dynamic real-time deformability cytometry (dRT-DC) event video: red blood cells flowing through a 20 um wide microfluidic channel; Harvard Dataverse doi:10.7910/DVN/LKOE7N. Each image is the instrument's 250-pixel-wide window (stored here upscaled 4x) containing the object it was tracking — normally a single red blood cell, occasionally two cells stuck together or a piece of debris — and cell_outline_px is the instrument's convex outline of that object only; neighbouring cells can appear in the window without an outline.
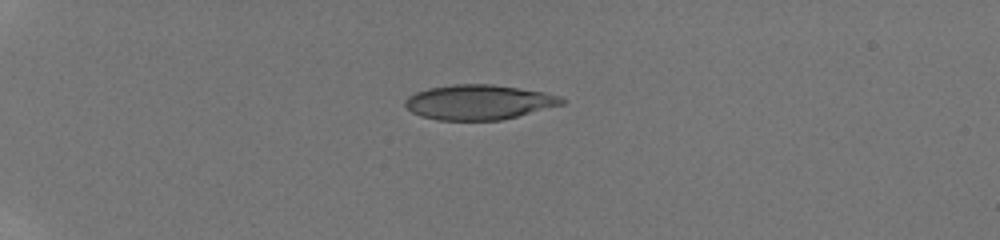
{"species": "human", "species_latin": "Homo sapiens", "temperature_condition": "room temperature", "stored_images_in_passage": 14, "camera_frame_rate_fps": 3000, "um_per_image_px": 0.085, "donor": {"sex": "male"}, "frame": {"image": 1, "passage_image": 1, "time_ms": 0.0, "image_size_px": [1000, 240], "cell_outline_px": [[568, 100], [564, 104], [500, 120], [440, 120], [420, 116], [412, 112], [404, 104], [404, 100], [408, 96], [416, 92], [428, 88], [452, 84], [492, 84], [544, 92], [560, 96]], "centroid_in_image_um": [40.69, 8.68], "position_along_channel_um": 44.3, "area_um2": 31.79}}
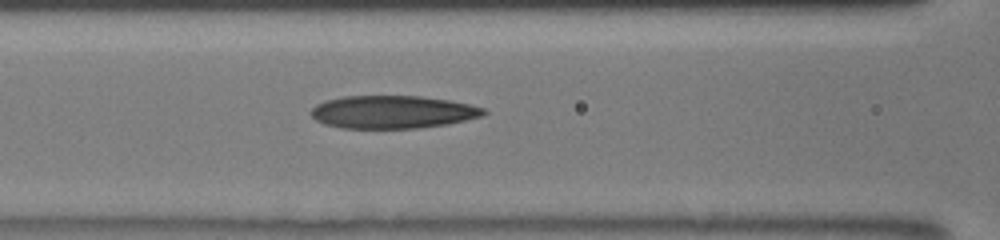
{"frame": {"image": 2, "passage_image": 8, "time_ms": 3.667, "image_size_px": [1000, 240], "cell_outline_px": [[488, 112], [484, 116], [448, 124], [420, 128], [340, 128], [324, 124], [316, 120], [308, 112], [316, 104], [324, 100], [344, 96], [420, 96], [448, 100], [468, 104], [484, 108]], "centroid_in_image_um": [33.36, 9.52], "position_along_channel_um": 133.2, "area_um2": 33.29}}
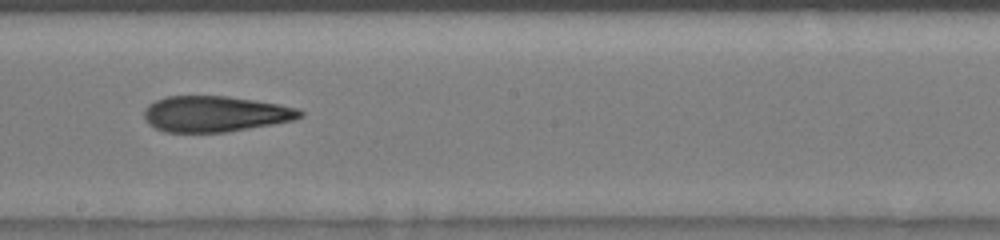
{"frame": {"image": 3, "passage_image": 13, "time_ms": 6.0, "image_size_px": [1000, 240], "cell_outline_px": [[304, 116], [292, 120], [272, 124], [224, 132], [164, 132], [148, 124], [144, 120], [144, 108], [148, 104], [164, 96], [228, 96], [256, 100], [280, 104], [300, 108], [304, 112]], "centroid_in_image_um": [18.28, 9.67], "position_along_channel_um": 229.9, "area_um2": 32.77}}